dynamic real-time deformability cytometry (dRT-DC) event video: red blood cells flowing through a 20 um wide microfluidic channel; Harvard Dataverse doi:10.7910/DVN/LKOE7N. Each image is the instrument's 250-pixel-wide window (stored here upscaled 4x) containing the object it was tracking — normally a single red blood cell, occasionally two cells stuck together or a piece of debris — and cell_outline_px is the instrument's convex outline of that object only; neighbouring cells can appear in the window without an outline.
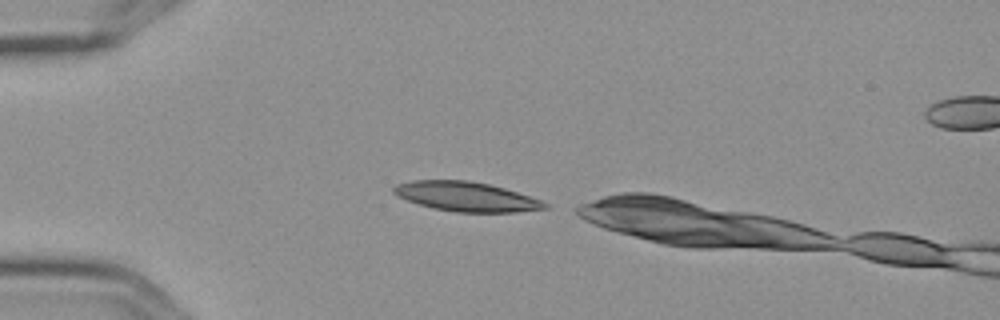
{"species": "Egyptian fruit bat (a non-hibernating species)", "species_latin": "Rousettus aegyptiacus", "temperature_condition": "cold", "stored_images_in_passage": 2, "camera_frame_rate_fps": 3000, "um_per_image_px": 0.085, "frame": {"image": 1, "passage_image": 1, "time_ms": 0.0, "image_size_px": [1000, 320], "cell_outline_px": [[548, 208], [516, 212], [456, 212], [432, 208], [396, 196], [392, 192], [392, 188], [396, 184], [412, 180], [468, 180], [488, 184], [504, 188], [544, 200], [548, 204]], "centroid_in_image_um": [39.63, 16.71], "position_along_channel_um": 45.4, "area_um2": 26.07}}